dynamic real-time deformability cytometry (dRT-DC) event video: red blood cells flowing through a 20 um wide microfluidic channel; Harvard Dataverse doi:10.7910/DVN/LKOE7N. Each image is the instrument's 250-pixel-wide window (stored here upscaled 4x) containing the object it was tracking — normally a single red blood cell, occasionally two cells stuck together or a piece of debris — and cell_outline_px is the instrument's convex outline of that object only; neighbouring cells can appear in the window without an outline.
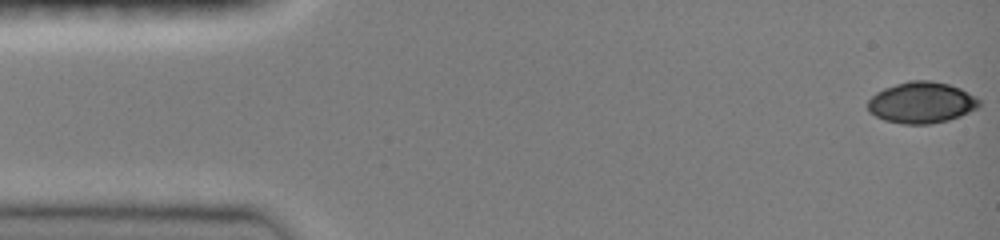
{"species": "common noctule bat (a hibernating species)", "species_latin": "Nyctalus noctula", "temperature_condition": "room temperature", "stored_images_in_passage": 47, "camera_frame_rate_fps": 3000, "um_per_image_px": 0.085, "animal": {"sex": "female", "body_mass_g": 19.0, "forearm_length_mm": 51.5}, "frame": {"image": 1, "passage_image": 1, "time_ms": 0.0, "image_size_px": [1000, 240], "cell_outline_px": [[980, 104], [976, 108], [960, 116], [948, 120], [928, 124], [904, 124], [884, 120], [868, 112], [868, 100], [876, 92], [884, 88], [908, 80], [932, 80], [948, 84], [960, 88], [976, 96], [980, 100]], "centroid_in_image_um": [78.32, 8.71], "position_along_channel_um": 6.7, "area_um2": 26.82}}
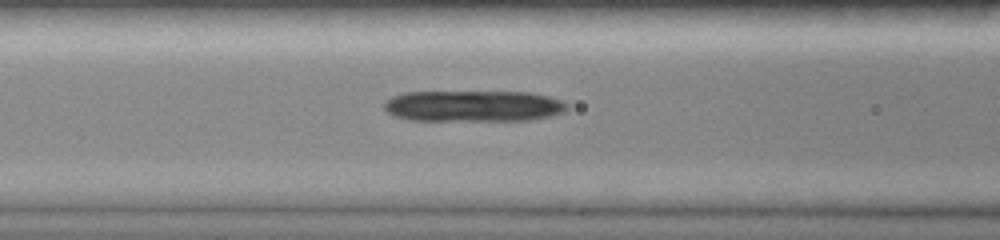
{"frame": {"image": 2, "passage_image": 19, "time_ms": 6.0, "image_size_px": [1000, 240], "cell_outline_px": [[568, 108], [564, 112], [552, 116], [532, 120], [408, 120], [396, 116], [388, 112], [384, 108], [384, 100], [392, 96], [404, 92], [532, 92], [564, 100], [568, 104]], "centroid_in_image_um": [40.27, 9.01], "position_along_channel_um": 126.3, "area_um2": 33.58}}
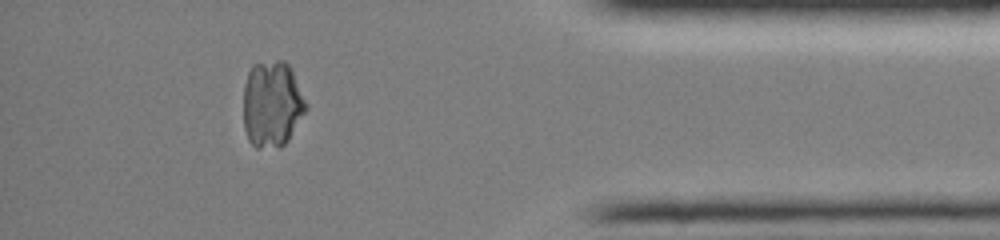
{"frame": {"image": 3, "passage_image": 42, "time_ms": 13.667, "image_size_px": [1000, 240], "cell_outline_px": [[308, 108], [288, 140], [280, 148], [256, 148], [248, 140], [244, 128], [244, 84], [248, 72], [252, 64], [276, 60], [284, 60], [288, 64], [308, 104]], "centroid_in_image_um": [23.12, 8.86], "position_along_channel_um": 412.1, "area_um2": 31.73}}